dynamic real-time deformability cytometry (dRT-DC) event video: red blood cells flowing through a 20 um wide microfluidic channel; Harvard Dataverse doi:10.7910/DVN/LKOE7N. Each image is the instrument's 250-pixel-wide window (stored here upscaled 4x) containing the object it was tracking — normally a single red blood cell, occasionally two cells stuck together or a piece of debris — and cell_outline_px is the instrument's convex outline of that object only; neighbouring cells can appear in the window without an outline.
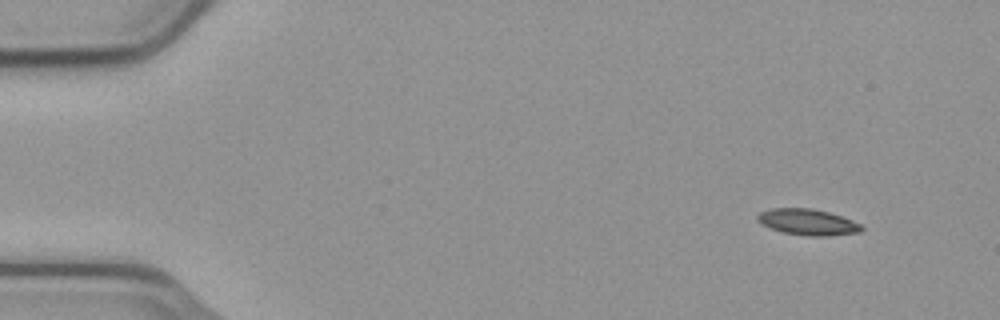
{"species": "common noctule bat (a hibernating species)", "species_latin": "Nyctalus noctula", "temperature_condition": "cold", "stored_images_in_passage": 51, "camera_frame_rate_fps": 3000, "um_per_image_px": 0.085, "animal": {"sex": "male", "body_mass_g": 23.1, "forearm_length_mm": 52.7}, "frame": {"image": 1, "passage_image": 1, "time_ms": 0.0, "image_size_px": [1000, 320], "cell_outline_px": [[864, 228], [860, 232], [828, 236], [812, 236], [784, 232], [772, 228], [756, 220], [756, 216], [760, 212], [772, 208], [812, 208], [828, 212], [852, 220], [860, 224]], "centroid_in_image_um": [68.67, 18.87], "position_along_channel_um": 16.3, "area_um2": 15.61}}
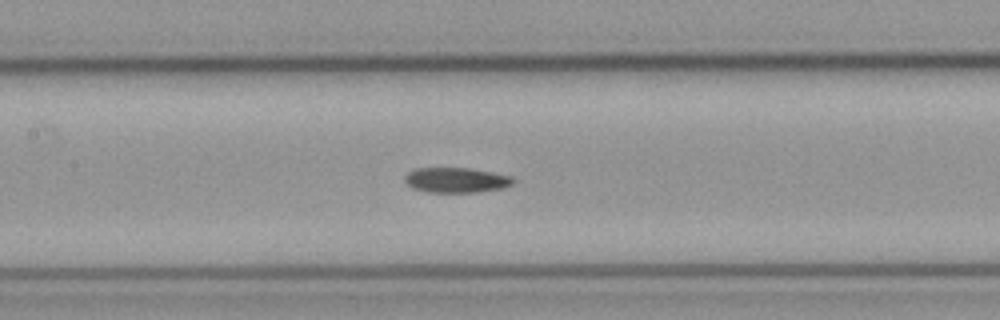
{"frame": {"image": 2, "passage_image": 22, "time_ms": 7.0, "image_size_px": [1000, 320], "cell_outline_px": [[516, 180], [512, 184], [504, 188], [476, 192], [428, 192], [412, 188], [404, 180], [404, 176], [408, 172], [416, 168], [468, 168], [492, 172], [512, 176]], "centroid_in_image_um": [38.79, 15.3], "position_along_channel_um": 168.6, "area_um2": 15.9}}
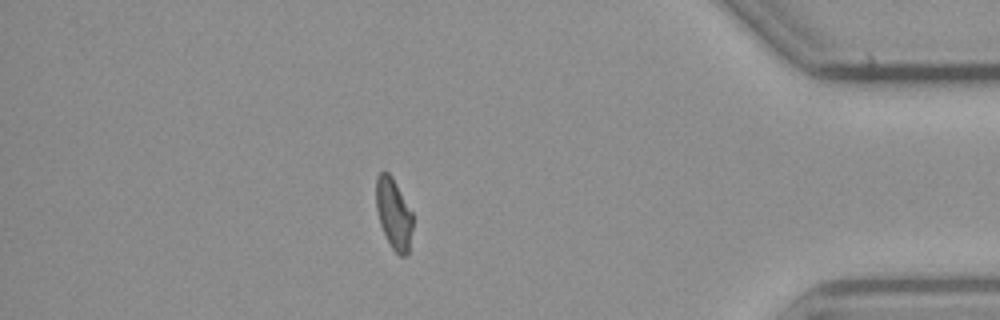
{"frame": {"image": 3, "passage_image": 44, "time_ms": 14.333, "image_size_px": [1000, 320], "cell_outline_px": [[412, 228], [408, 252], [404, 256], [400, 256], [392, 248], [380, 224], [376, 208], [376, 176], [380, 172], [388, 172], [392, 176], [412, 212]], "centroid_in_image_um": [33.45, 18.14], "position_along_channel_um": 401.7, "area_um2": 14.91}, "authors_computed_cell_mechanics": {"area_um2": 15.895, "velocity_mm_per_s": 3.7391, "shape_relaxation_time_tau1_ms": null, "shape_relaxation_time_tau2_ms": 9.6119, "deformation_change_tau1": null, "deformation_change_tau2": 0.1234}}